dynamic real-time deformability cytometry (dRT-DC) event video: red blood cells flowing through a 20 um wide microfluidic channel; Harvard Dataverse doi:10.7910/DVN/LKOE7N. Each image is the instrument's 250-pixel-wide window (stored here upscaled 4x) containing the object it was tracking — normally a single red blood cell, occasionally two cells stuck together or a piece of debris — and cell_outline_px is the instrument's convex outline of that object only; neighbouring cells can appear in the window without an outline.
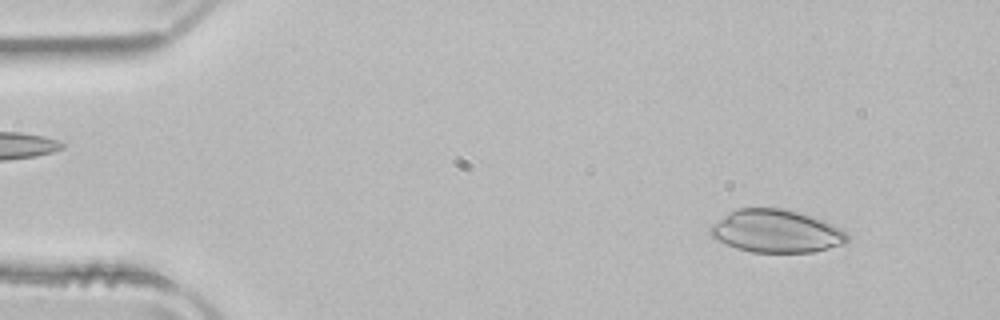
{"species": "common noctule bat (a hibernating species)", "species_latin": "Nyctalus noctula", "temperature_condition": "room temperature", "stored_images_in_passage": 48, "camera_frame_rate_fps": 3000, "um_per_image_px": 0.085, "animal": {"sex": "male", "body_mass_g": 21.5, "forearm_length_mm": 52.0}, "frame": {"image": 1, "passage_image": 3, "time_ms": 0.667, "image_size_px": [1000, 320], "cell_outline_px": [[848, 240], [844, 244], [812, 252], [752, 252], [736, 248], [716, 240], [708, 232], [708, 228], [712, 224], [728, 212], [736, 208], [780, 208], [800, 212], [824, 220], [840, 228], [848, 236]], "centroid_in_image_um": [65.94, 19.64], "position_along_channel_um": 19.1, "area_um2": 34.28}}
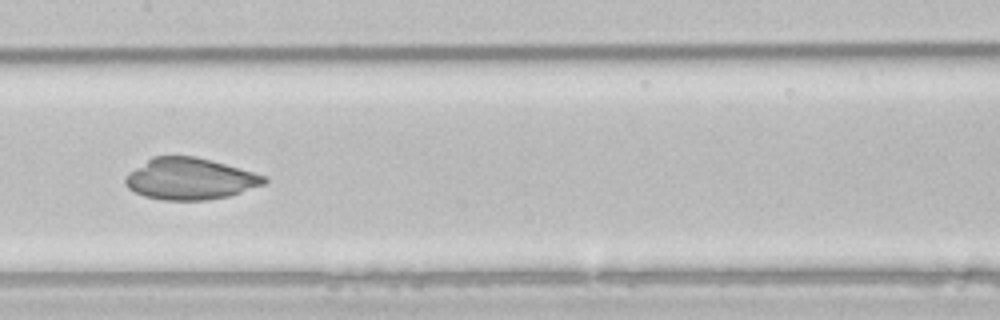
{"frame": {"image": 2, "passage_image": 23, "time_ms": 7.333, "image_size_px": [1000, 320], "cell_outline_px": [[268, 180], [264, 184], [228, 196], [208, 200], [164, 200], [144, 196], [128, 188], [124, 184], [124, 180], [128, 172], [152, 156], [196, 156], [252, 172], [264, 176]], "centroid_in_image_um": [16.09, 15.2], "position_along_channel_um": 191.3, "area_um2": 33.35}}
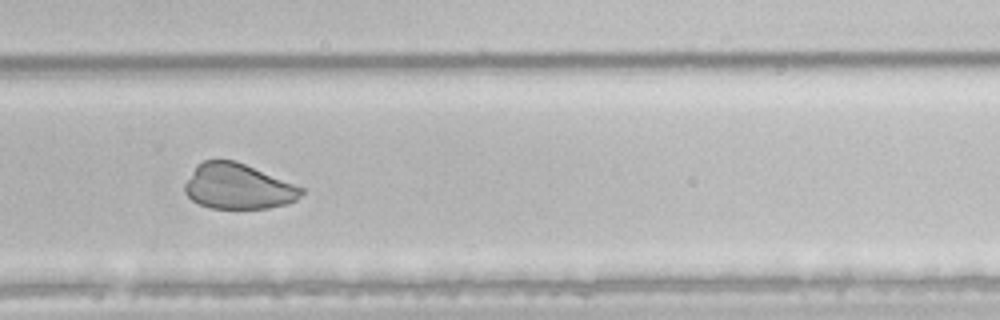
{"frame": {"image": 3, "passage_image": 32, "time_ms": 10.333, "image_size_px": [1000, 320], "cell_outline_px": [[304, 192], [296, 200], [288, 204], [268, 208], [212, 208], [200, 204], [192, 200], [184, 192], [184, 184], [196, 164], [204, 160], [236, 160], [304, 188]], "centroid_in_image_um": [20.22, 15.84], "position_along_channel_um": 309.6, "area_um2": 30.87}}